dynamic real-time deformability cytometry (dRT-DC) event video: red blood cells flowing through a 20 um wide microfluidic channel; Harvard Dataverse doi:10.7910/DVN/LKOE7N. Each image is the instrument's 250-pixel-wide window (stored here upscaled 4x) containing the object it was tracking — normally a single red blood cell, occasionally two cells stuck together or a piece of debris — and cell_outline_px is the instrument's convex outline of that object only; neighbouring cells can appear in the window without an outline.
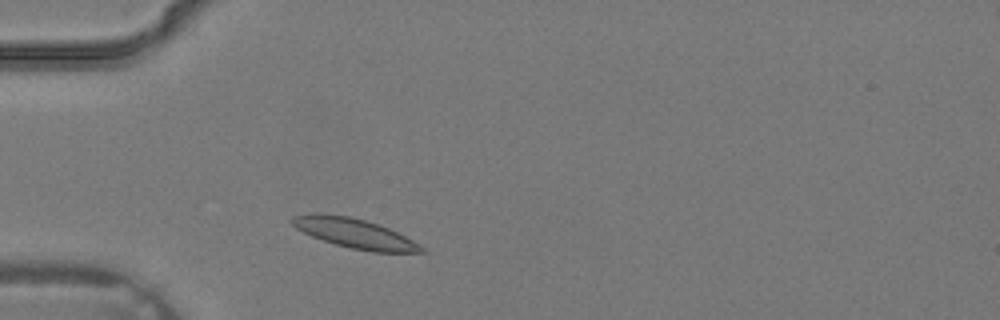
{"species": "common noctule bat (a hibernating species)", "species_latin": "Nyctalus noctula", "temperature_condition": "warm", "stored_images_in_passage": 2, "camera_frame_rate_fps": 3000, "um_per_image_px": 0.085, "animal": {"sex": "male", "body_mass_g": 19.2, "forearm_length_mm": 51.8}, "frame": {"image": 1, "passage_image": 1, "time_ms": 0.0, "image_size_px": [1000, 320], "cell_outline_px": [[428, 252], [372, 252], [352, 248], [336, 244], [312, 236], [296, 228], [288, 220], [292, 216], [312, 212], [324, 212], [352, 216], [388, 228], [420, 244]], "centroid_in_image_um": [30.08, 19.8], "position_along_channel_um": 54.9, "area_um2": 22.37}}